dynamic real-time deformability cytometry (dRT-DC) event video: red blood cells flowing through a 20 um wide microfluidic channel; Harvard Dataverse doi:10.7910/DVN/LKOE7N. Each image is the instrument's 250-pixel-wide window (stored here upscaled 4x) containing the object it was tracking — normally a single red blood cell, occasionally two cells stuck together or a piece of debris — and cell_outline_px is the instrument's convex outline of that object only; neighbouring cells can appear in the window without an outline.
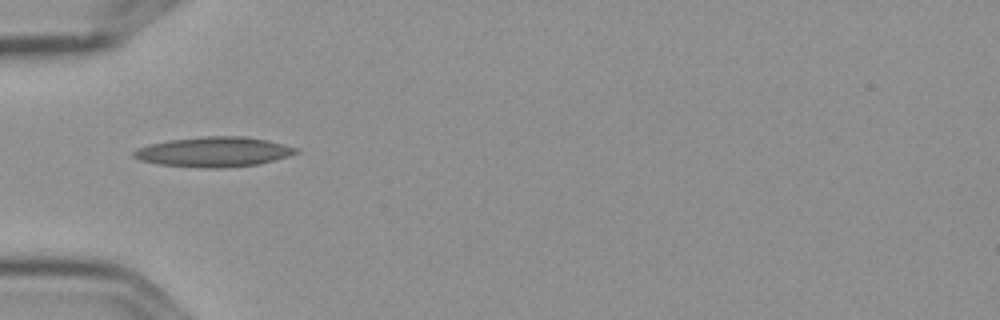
{"species": "Egyptian fruit bat (a non-hibernating species)", "species_latin": "Rousettus aegyptiacus", "temperature_condition": "cold", "stored_images_in_passage": 3, "camera_frame_rate_fps": 3000, "um_per_image_px": 0.085, "frame": {"image": 1, "passage_image": 1, "time_ms": 0.0, "image_size_px": [1000, 320], "cell_outline_px": [[300, 152], [288, 156], [260, 164], [220, 168], [204, 168], [160, 164], [140, 160], [132, 156], [132, 152], [136, 148], [148, 144], [168, 140], [200, 136], [244, 136], [264, 140], [296, 148]], "centroid_in_image_um": [18.11, 12.91], "position_along_channel_um": 66.9, "area_um2": 28.21}}
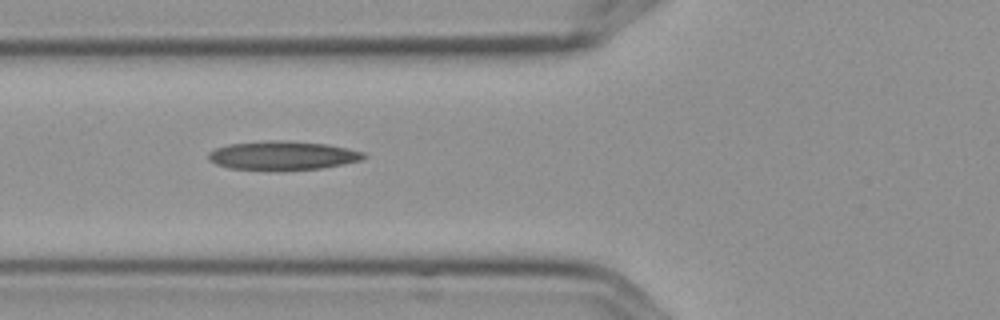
{"frame": {"image": 2, "passage_image": 2, "time_ms": 0.333, "image_size_px": [1000, 320], "cell_outline_px": [[368, 156], [360, 160], [320, 168], [232, 168], [216, 164], [208, 156], [208, 152], [216, 148], [228, 144], [268, 140], [288, 140], [328, 144], [348, 148], [364, 152]], "centroid_in_image_um": [24.06, 13.17], "position_along_channel_um": 101.7, "area_um2": 25.26}}
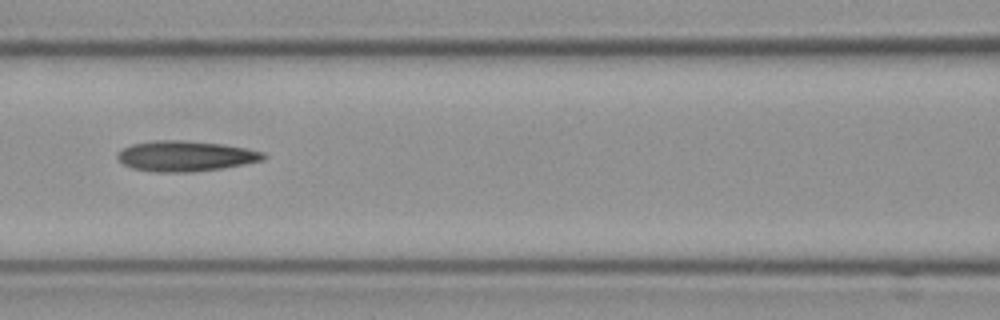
{"frame": {"image": 3, "passage_image": 3, "time_ms": 0.667, "image_size_px": [1000, 320], "cell_outline_px": [[268, 156], [264, 160], [244, 164], [220, 168], [188, 172], [156, 172], [132, 168], [116, 160], [116, 152], [132, 144], [156, 140], [184, 140], [220, 144], [244, 148], [264, 152]], "centroid_in_image_um": [15.73, 13.26], "position_along_channel_um": 150.9, "area_um2": 25.84}}